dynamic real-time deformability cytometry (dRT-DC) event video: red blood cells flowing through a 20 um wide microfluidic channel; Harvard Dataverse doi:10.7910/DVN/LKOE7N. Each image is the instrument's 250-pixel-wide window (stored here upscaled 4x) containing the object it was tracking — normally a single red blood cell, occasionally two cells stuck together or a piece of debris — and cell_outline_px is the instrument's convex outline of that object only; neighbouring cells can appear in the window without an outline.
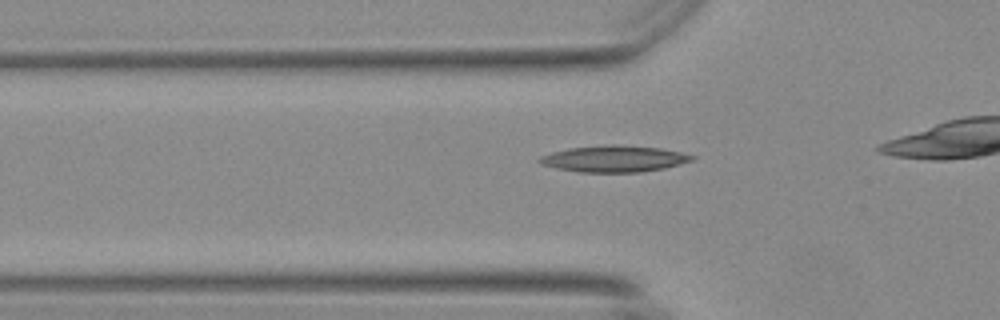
{"species": "Egyptian fruit bat (a non-hibernating species)", "species_latin": "Rousettus aegyptiacus", "temperature_condition": "warm", "stored_images_in_passage": 33, "camera_frame_rate_fps": 3000, "um_per_image_px": 0.085, "animal": {"sex": "female"}, "frame": {"image": 1, "passage_image": 7, "time_ms": 2.0, "image_size_px": [1000, 320], "cell_outline_px": [[696, 156], [692, 160], [680, 164], [664, 168], [640, 172], [580, 172], [556, 168], [544, 164], [536, 160], [540, 156], [552, 152], [568, 148], [608, 144], [616, 144], [660, 148], [680, 152]], "centroid_in_image_um": [52.19, 13.49], "position_along_channel_um": 73.6, "area_um2": 23.41}}
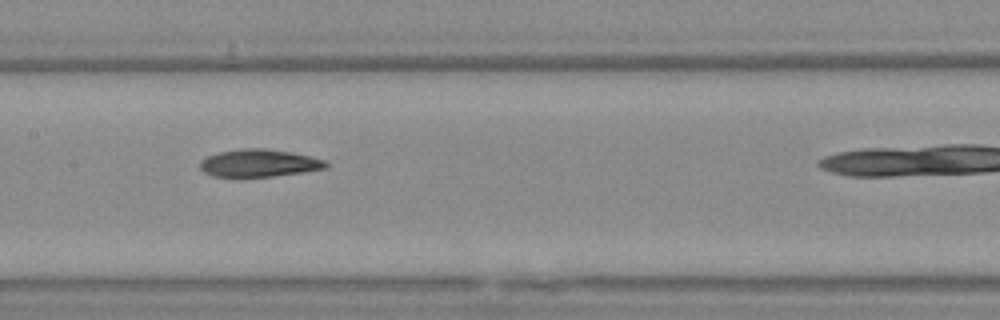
{"frame": {"image": 2, "passage_image": 16, "time_ms": 5.0, "image_size_px": [1000, 320], "cell_outline_px": [[328, 168], [304, 172], [272, 176], [212, 176], [204, 172], [200, 168], [200, 160], [208, 156], [220, 152], [240, 148], [264, 148], [292, 152], [324, 160], [328, 164]], "centroid_in_image_um": [22.02, 13.85], "position_along_channel_um": 185.4, "area_um2": 20.06}}
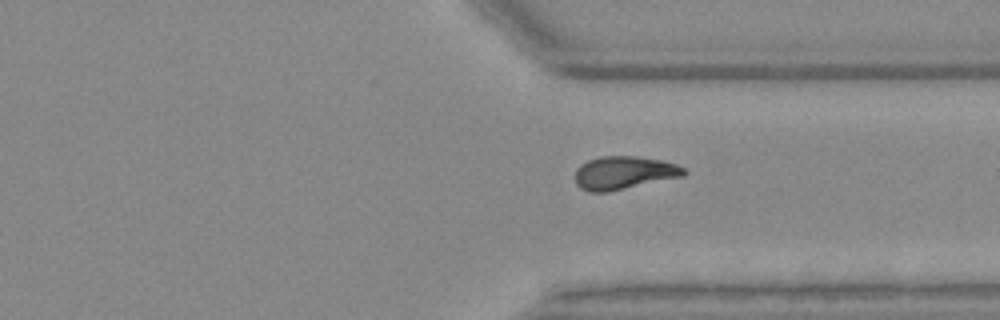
{"frame": {"image": 3, "passage_image": 30, "time_ms": 9.667, "image_size_px": [1000, 320], "cell_outline_px": [[688, 172], [684, 176], [608, 192], [592, 192], [580, 188], [576, 184], [576, 168], [580, 164], [588, 160], [600, 156], [636, 156], [660, 160], [676, 164], [684, 168]], "centroid_in_image_um": [53.03, 14.69], "position_along_channel_um": 358.4, "area_um2": 21.04}}